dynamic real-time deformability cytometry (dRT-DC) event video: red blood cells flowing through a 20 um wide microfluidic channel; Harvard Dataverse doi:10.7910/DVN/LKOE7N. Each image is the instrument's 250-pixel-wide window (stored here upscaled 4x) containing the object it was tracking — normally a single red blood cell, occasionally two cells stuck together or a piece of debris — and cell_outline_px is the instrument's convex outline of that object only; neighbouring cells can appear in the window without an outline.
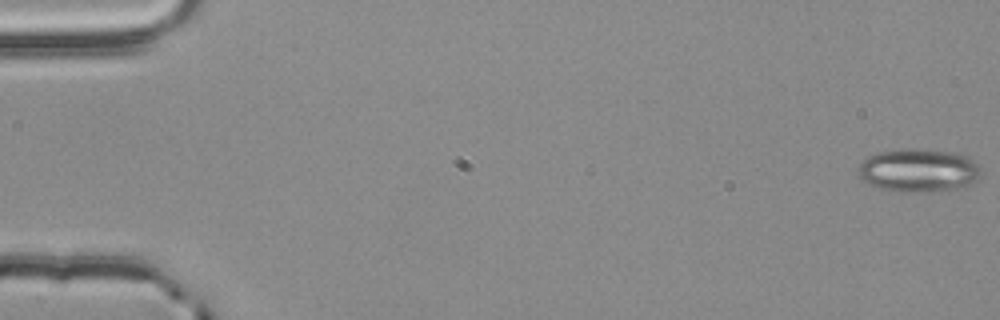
{"species": "common noctule bat (a hibernating species)", "species_latin": "Nyctalus noctula", "temperature_condition": "room temperature", "stored_images_in_passage": 55, "camera_frame_rate_fps": 3000, "um_per_image_px": 0.085, "animal": {"sex": "male", "body_mass_g": 20.4}, "frame": {"image": 1, "passage_image": 1, "time_ms": 0.0, "image_size_px": [1000, 320], "cell_outline_px": [[980, 176], [976, 180], [964, 188], [928, 192], [896, 192], [880, 188], [864, 180], [856, 172], [860, 164], [868, 156], [880, 152], [900, 148], [916, 148], [948, 152], [968, 156], [980, 168]], "centroid_in_image_um": [78.08, 14.49], "position_along_channel_um": 6.9, "area_um2": 31.1}}
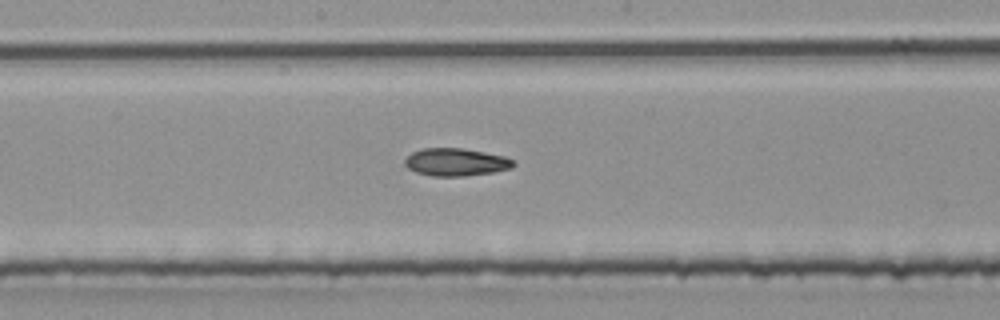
{"frame": {"image": 2, "passage_image": 30, "time_ms": 9.667, "image_size_px": [1000, 320], "cell_outline_px": [[516, 164], [512, 168], [492, 172], [464, 176], [432, 176], [416, 172], [408, 168], [404, 164], [404, 160], [412, 152], [420, 148], [464, 148], [504, 156], [512, 160]], "centroid_in_image_um": [38.73, 13.77], "position_along_channel_um": 209.5, "area_um2": 17.51}}
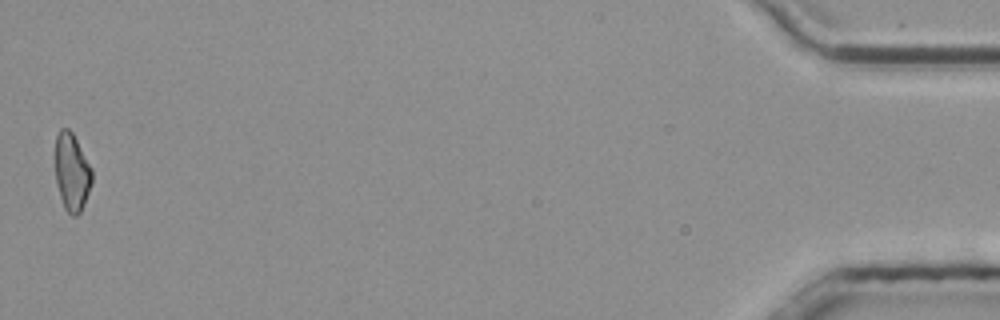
{"frame": {"image": 3, "passage_image": 55, "time_ms": 18.0, "image_size_px": [1000, 320], "cell_outline_px": [[92, 180], [84, 204], [80, 212], [76, 216], [72, 216], [64, 208], [60, 196], [56, 180], [56, 136], [60, 128], [68, 128], [72, 132], [92, 168]], "centroid_in_image_um": [6.11, 14.63], "position_along_channel_um": 429.1, "area_um2": 16.42}, "authors_computed_cell_mechanics": {"area_um2": 17.5134, "velocity_mm_per_s": 3.8417, "shape_relaxation_time_tau1_ms": null, "shape_relaxation_time_tau2_ms": 2.5289, "deformation_change_tau1": null, "deformation_change_tau2": 0.0916}}